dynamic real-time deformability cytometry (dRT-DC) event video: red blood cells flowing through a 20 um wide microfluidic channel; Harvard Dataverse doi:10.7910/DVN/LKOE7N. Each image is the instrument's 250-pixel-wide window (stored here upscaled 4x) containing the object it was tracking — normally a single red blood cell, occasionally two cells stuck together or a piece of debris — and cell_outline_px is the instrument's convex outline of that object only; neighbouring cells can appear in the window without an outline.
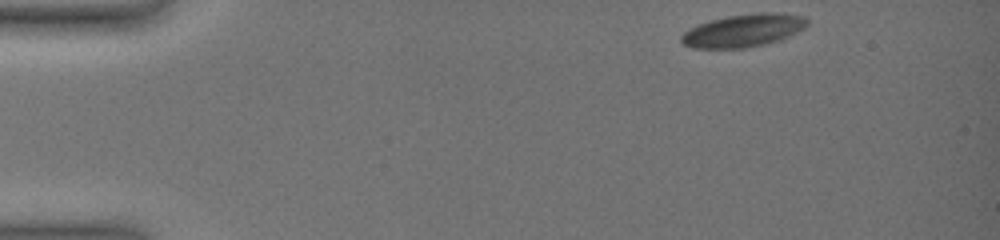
{"species": "common noctule bat (a hibernating species)", "species_latin": "Nyctalus noctula", "temperature_condition": "warm", "stored_images_in_passage": 48, "camera_frame_rate_fps": 3000, "um_per_image_px": 0.085, "animal": {"sex": "female", "body_mass_g": 19.0, "forearm_length_mm": 51.5}, "frame": {"image": 1, "passage_image": 1, "time_ms": 0.0, "image_size_px": [1000, 240], "cell_outline_px": [[808, 24], [804, 28], [780, 40], [764, 44], [744, 48], [692, 48], [684, 44], [680, 40], [680, 36], [688, 28], [712, 20], [728, 16], [756, 12], [772, 12], [804, 16], [808, 20]], "centroid_in_image_um": [63.18, 2.59], "position_along_channel_um": 21.8, "area_um2": 23.99}}
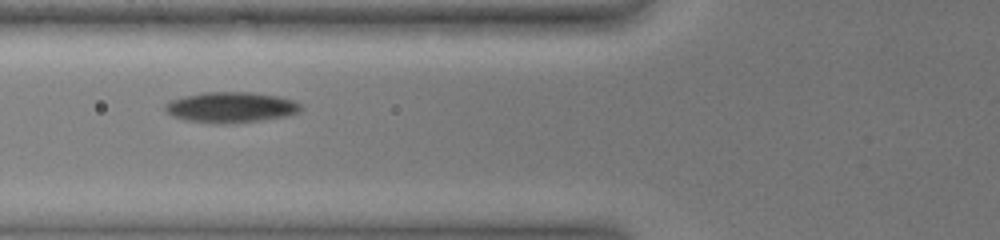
{"frame": {"image": 2, "passage_image": 22, "time_ms": 5.0, "image_size_px": [1000, 240], "cell_outline_px": [[304, 108], [300, 112], [288, 116], [264, 120], [232, 124], [212, 124], [184, 120], [172, 116], [164, 108], [164, 104], [172, 100], [184, 96], [204, 92], [248, 92], [280, 96], [292, 100], [300, 104]], "centroid_in_image_um": [19.65, 9.14], "position_along_channel_um": 106.1, "area_um2": 24.62}}
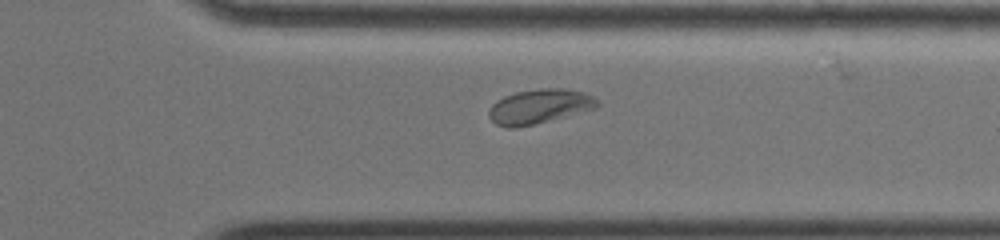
{"frame": {"image": 3, "passage_image": 43, "time_ms": 12.0, "image_size_px": [1000, 240], "cell_outline_px": [[600, 104], [596, 108], [536, 124], [516, 128], [504, 128], [496, 124], [488, 116], [488, 112], [492, 104], [496, 100], [504, 96], [516, 92], [540, 88], [564, 88], [584, 92], [600, 100]], "centroid_in_image_um": [45.84, 9.05], "position_along_channel_um": 365.6, "area_um2": 22.02}, "authors_computed_cell_mechanics": {"area_um2": 23.2356, "velocity_mm_per_s": 3.6998, "shape_relaxation_time_tau1_ms": 8.6607, "shape_relaxation_time_tau2_ms": 3.8566, "deformation_change_tau1": 0.1654, "deformation_change_tau2": 0.0465}}